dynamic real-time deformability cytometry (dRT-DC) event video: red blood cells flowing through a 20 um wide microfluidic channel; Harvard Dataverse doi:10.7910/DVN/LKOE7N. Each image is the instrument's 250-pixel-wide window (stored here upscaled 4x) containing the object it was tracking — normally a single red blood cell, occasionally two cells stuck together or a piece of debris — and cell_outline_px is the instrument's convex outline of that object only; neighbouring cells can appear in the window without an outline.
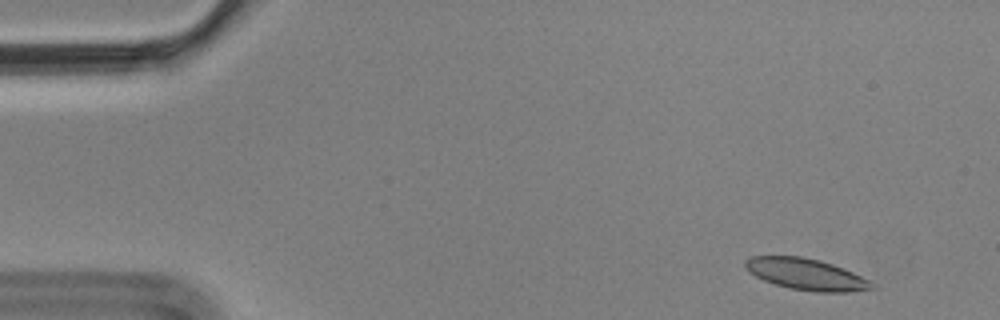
{"species": "Egyptian fruit bat (a non-hibernating species)", "species_latin": "Rousettus aegyptiacus", "temperature_condition": "cold", "stored_images_in_passage": 5, "camera_frame_rate_fps": 3000, "um_per_image_px": 0.085, "animal": {"sex": "male"}, "frame": {"image": 1, "passage_image": 2, "time_ms": 0.333, "image_size_px": [1000, 320], "cell_outline_px": [[880, 288], [848, 292], [816, 292], [788, 288], [764, 280], [748, 272], [744, 264], [744, 260], [752, 256], [800, 256], [820, 260], [844, 268], [876, 284]], "centroid_in_image_um": [68.55, 23.32], "position_along_channel_um": 16.5, "area_um2": 23.29}}
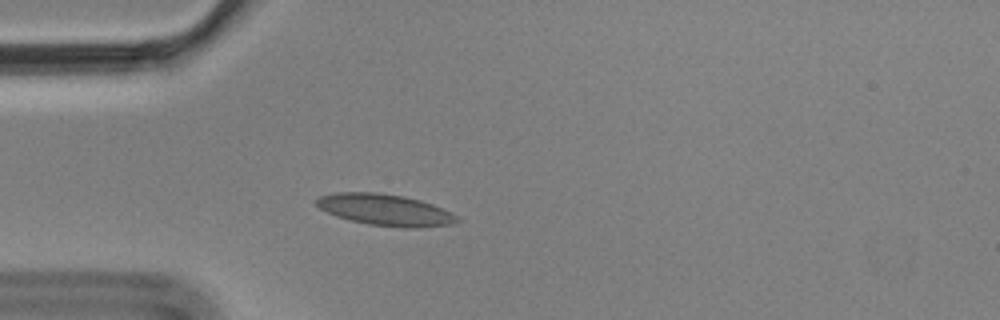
{"frame": {"image": 2, "passage_image": 5, "time_ms": 1.333, "image_size_px": [1000, 320], "cell_outline_px": [[460, 220], [448, 224], [416, 228], [404, 228], [368, 224], [336, 216], [320, 208], [316, 204], [316, 200], [320, 196], [336, 192], [380, 192], [404, 196], [420, 200], [432, 204], [456, 216]], "centroid_in_image_um": [32.7, 17.83], "position_along_channel_um": 52.3, "area_um2": 25.43}}